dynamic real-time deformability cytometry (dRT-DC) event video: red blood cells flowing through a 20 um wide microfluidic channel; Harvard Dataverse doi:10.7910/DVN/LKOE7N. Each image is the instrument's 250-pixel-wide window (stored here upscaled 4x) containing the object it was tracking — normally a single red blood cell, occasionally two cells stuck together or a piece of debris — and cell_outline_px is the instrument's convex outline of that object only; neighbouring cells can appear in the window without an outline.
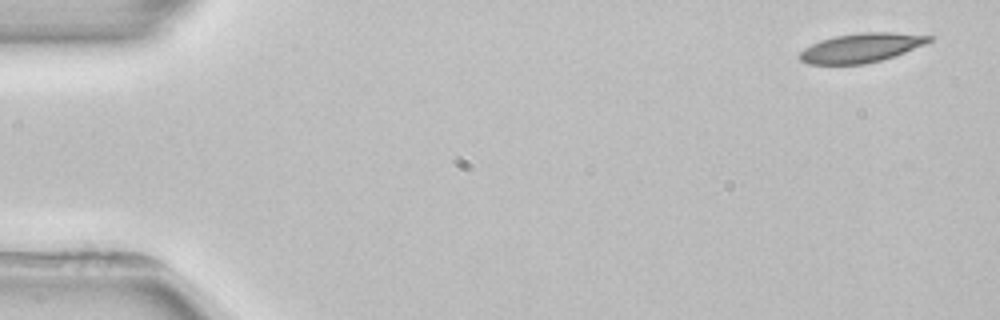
{"species": "common noctule bat (a hibernating species)", "species_latin": "Nyctalus noctula", "temperature_condition": "room temperature", "stored_images_in_passage": 4, "camera_frame_rate_fps": 3000, "um_per_image_px": 0.085, "animal": {"sex": "female", "body_mass_g": 22.7, "forearm_length_mm": 54.2}, "frame": {"image": 1, "passage_image": 1, "time_ms": 0.0, "image_size_px": [1000, 320], "cell_outline_px": [[932, 40], [924, 44], [904, 52], [880, 60], [864, 64], [808, 64], [800, 60], [800, 52], [804, 48], [820, 40], [836, 36], [864, 32], [892, 32], [932, 36]], "centroid_in_image_um": [73.17, 4.06], "position_along_channel_um": 11.8, "area_um2": 21.62}}
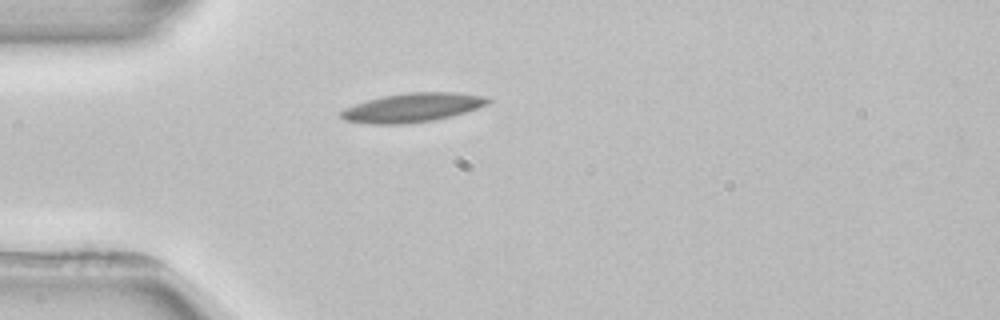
{"frame": {"image": 2, "passage_image": 4, "time_ms": 4.0, "image_size_px": [1000, 320], "cell_outline_px": [[492, 100], [488, 104], [452, 116], [432, 120], [404, 124], [372, 124], [344, 120], [340, 116], [340, 112], [344, 108], [368, 100], [384, 96], [408, 92], [452, 92], [484, 96]], "centroid_in_image_um": [35.05, 9.14], "position_along_channel_um": 50.0, "area_um2": 24.57}}